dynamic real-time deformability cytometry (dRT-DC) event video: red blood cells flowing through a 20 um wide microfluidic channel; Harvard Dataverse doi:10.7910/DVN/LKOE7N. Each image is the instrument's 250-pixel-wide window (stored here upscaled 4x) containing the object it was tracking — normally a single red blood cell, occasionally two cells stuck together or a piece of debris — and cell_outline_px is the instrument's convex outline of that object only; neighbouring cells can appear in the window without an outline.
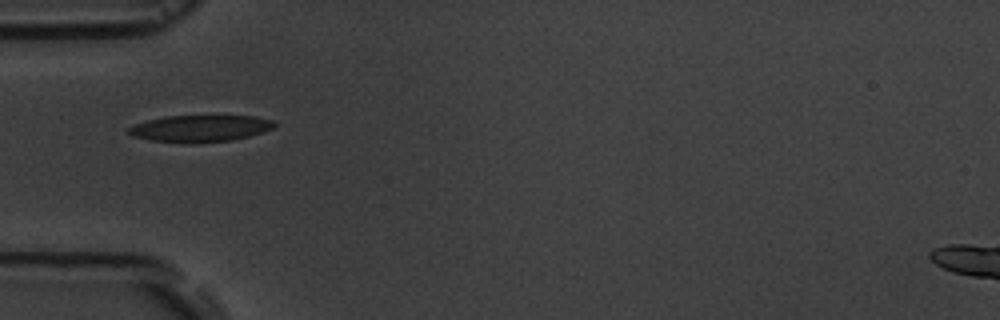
{"species": "common noctule bat (a hibernating species)", "species_latin": "Nyctalus noctula", "temperature_condition": "room temperature", "stored_images_in_passage": 12, "camera_frame_rate_fps": 3000, "um_per_image_px": 0.085, "animal": {"sex": "male", "body_mass_g": 19.5, "forearm_length_mm": 54.6}, "frame": {"image": 1, "passage_image": 1, "time_ms": 0.0, "image_size_px": [1000, 320], "cell_outline_px": [[276, 124], [272, 128], [248, 136], [232, 140], [196, 144], [184, 144], [152, 140], [132, 136], [128, 132], [128, 128], [136, 124], [148, 120], [168, 116], [256, 116], [272, 120]], "centroid_in_image_um": [16.99, 10.93], "position_along_channel_um": 68.0, "area_um2": 22.72}}
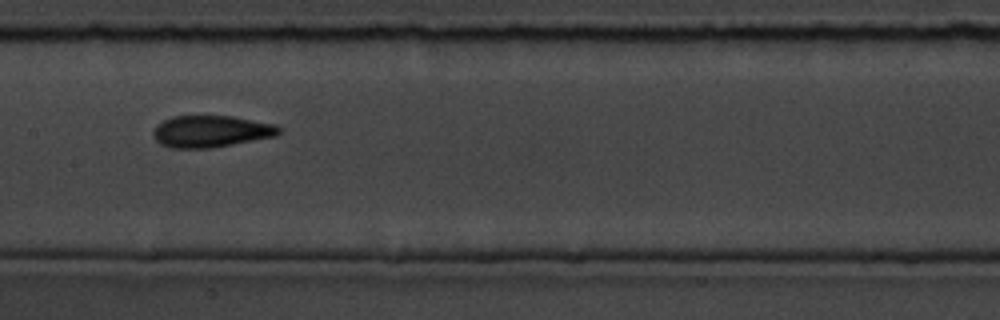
{"frame": {"image": 2, "passage_image": 4, "time_ms": 3.333, "image_size_px": [1000, 320], "cell_outline_px": [[280, 132], [276, 136], [212, 148], [172, 148], [160, 144], [156, 140], [152, 132], [156, 124], [172, 116], [232, 116], [276, 124], [280, 128]], "centroid_in_image_um": [17.92, 11.16], "position_along_channel_um": 189.5, "area_um2": 23.35}}
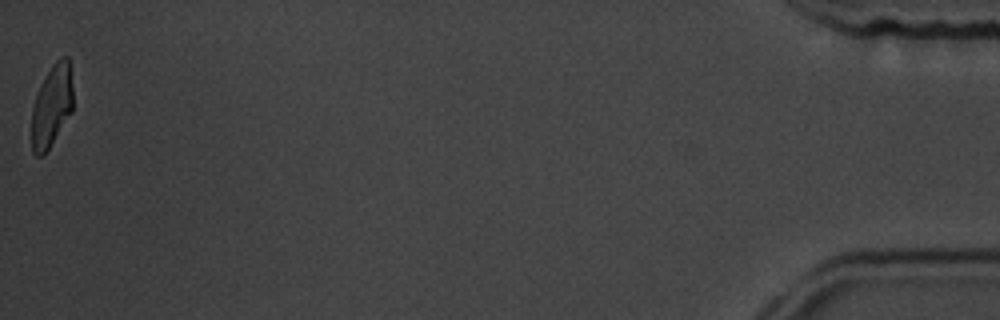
{"frame": {"image": 3, "passage_image": 12, "time_ms": 12.667, "image_size_px": [1000, 320], "cell_outline_px": [[72, 112], [44, 156], [36, 156], [32, 152], [32, 108], [40, 84], [44, 76], [52, 64], [56, 60], [64, 56], [68, 56], [72, 88]], "centroid_in_image_um": [4.39, 9.01], "position_along_channel_um": 430.8, "area_um2": 19.83}, "authors_computed_cell_mechanics": {"area_um2": 22.3686, "velocity_mm_per_s": 3.6445, "shape_relaxation_time_tau1_ms": 3.7628, "shape_relaxation_time_tau2_ms": 2.7495, "deformation_change_tau1": 0.1349, "deformation_change_tau2": 0.0572}}